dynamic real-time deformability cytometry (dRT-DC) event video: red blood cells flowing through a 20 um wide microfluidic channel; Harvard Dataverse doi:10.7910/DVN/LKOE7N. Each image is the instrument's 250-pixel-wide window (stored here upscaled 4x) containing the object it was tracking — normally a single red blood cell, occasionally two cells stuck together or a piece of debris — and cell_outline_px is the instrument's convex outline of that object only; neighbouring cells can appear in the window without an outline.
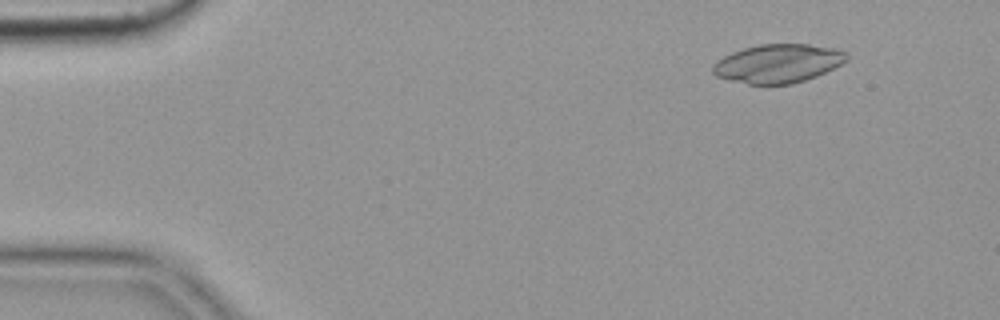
{"species": "common noctule bat (a hibernating species)", "species_latin": "Nyctalus noctula", "temperature_condition": "cold", "stored_images_in_passage": 55, "camera_frame_rate_fps": 3000, "um_per_image_px": 0.085, "animal": {"sex": "female", "body_mass_g": 19.9}, "frame": {"image": 1, "passage_image": 6, "time_ms": 1.667, "image_size_px": [1000, 320], "cell_outline_px": [[848, 60], [816, 76], [792, 84], [748, 84], [716, 76], [712, 72], [712, 64], [716, 60], [732, 52], [744, 48], [760, 44], [808, 44], [836, 48], [848, 52]], "centroid_in_image_um": [66.12, 5.38], "position_along_channel_um": 18.9, "area_um2": 30.11}}